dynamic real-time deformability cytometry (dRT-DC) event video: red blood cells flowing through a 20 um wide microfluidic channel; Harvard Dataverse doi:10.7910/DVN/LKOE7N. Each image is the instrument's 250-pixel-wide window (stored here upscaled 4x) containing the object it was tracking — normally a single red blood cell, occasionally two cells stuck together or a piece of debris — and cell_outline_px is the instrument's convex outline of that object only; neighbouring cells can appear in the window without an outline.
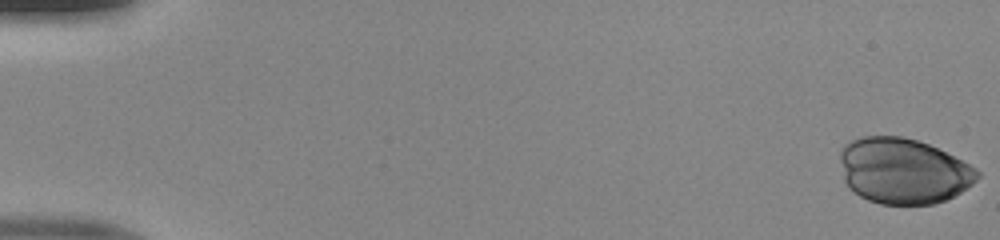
{"species": "human", "species_latin": "Homo sapiens", "temperature_condition": "room temperature", "stored_images_in_passage": 50, "camera_frame_rate_fps": 3000, "um_per_image_px": 0.085, "donor": {"sex": "male"}, "frame": {"image": 1, "passage_image": 1, "time_ms": 0.0, "image_size_px": [1000, 240], "cell_outline_px": [[980, 176], [972, 184], [960, 192], [944, 200], [932, 204], [880, 204], [868, 200], [860, 196], [848, 188], [844, 180], [840, 160], [840, 152], [844, 144], [852, 140], [864, 136], [904, 136], [928, 144], [976, 168], [980, 172]], "centroid_in_image_um": [76.74, 14.53], "position_along_channel_um": 8.3, "area_um2": 52.31}}
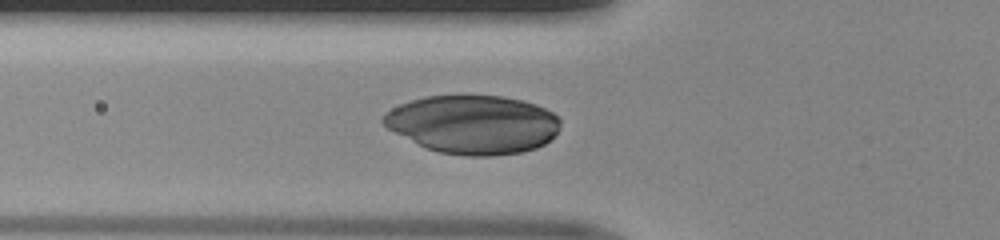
{"frame": {"image": 2, "passage_image": 19, "time_ms": 6.0, "image_size_px": [1000, 240], "cell_outline_px": [[560, 128], [544, 144], [536, 148], [520, 152], [492, 156], [464, 156], [440, 152], [428, 148], [388, 128], [380, 120], [392, 108], [400, 104], [424, 96], [504, 96], [524, 100], [536, 104], [552, 112], [560, 120]], "centroid_in_image_um": [40.24, 10.57], "position_along_channel_um": 85.6, "area_um2": 59.94}}
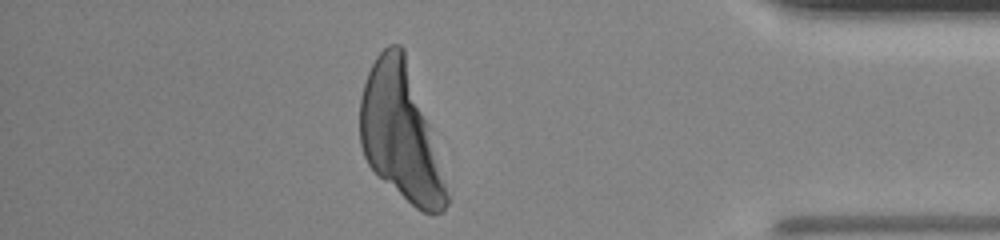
{"frame": {"image": 3, "passage_image": 44, "time_ms": 14.333, "image_size_px": [1000, 240], "cell_outline_px": [[448, 204], [444, 212], [424, 212], [416, 208], [384, 180], [368, 164], [364, 156], [360, 144], [360, 96], [368, 72], [376, 56], [388, 44], [400, 44], [404, 48], [428, 124], [448, 196]], "centroid_in_image_um": [34.0, 11.26], "position_along_channel_um": 401.2, "area_um2": 66.41}}